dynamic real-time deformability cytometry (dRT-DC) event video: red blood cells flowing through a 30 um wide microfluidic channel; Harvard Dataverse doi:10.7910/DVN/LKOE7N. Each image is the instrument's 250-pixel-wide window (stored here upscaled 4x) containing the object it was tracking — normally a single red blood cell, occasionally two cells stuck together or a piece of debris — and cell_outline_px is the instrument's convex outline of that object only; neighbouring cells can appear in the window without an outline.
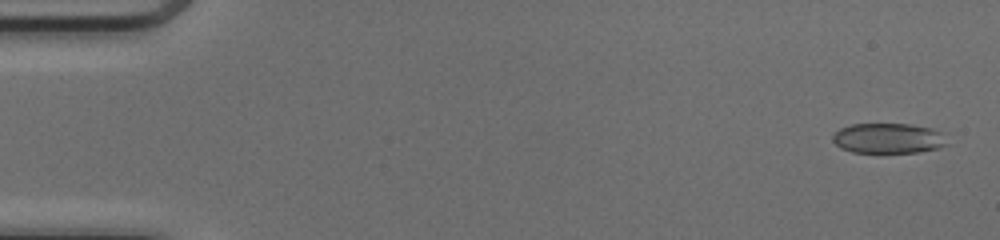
{"species": "common noctule bat (a hibernating species)", "species_latin": "Nyctalus noctula", "temperature_condition": "cold", "stored_images_in_passage": 50, "camera_frame_rate_fps": 3000, "um_per_image_px": 0.085, "animal": {"sex": "female", "body_mass_g": 17.0, "forearm_length_mm": 48.0}, "frame": {"image": 1, "passage_image": 2, "time_ms": 0.333, "image_size_px": [1000, 240], "cell_outline_px": [[948, 144], [936, 148], [920, 152], [852, 152], [840, 148], [832, 140], [832, 136], [840, 128], [852, 124], [908, 124], [932, 128], [944, 132]], "centroid_in_image_um": [75.52, 11.75], "position_along_channel_um": 9.5, "area_um2": 20.17}}
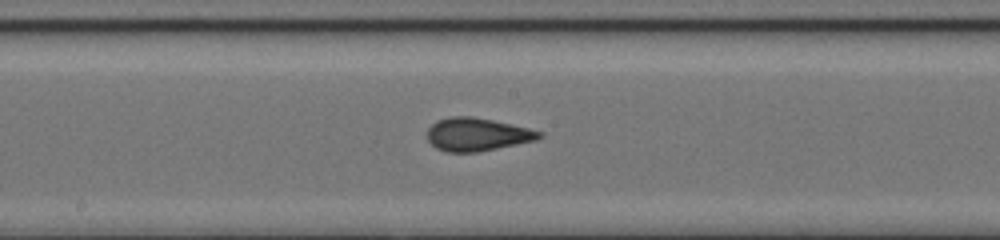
{"frame": {"image": 2, "passage_image": 27, "time_ms": 8.667, "image_size_px": [1000, 240], "cell_outline_px": [[544, 136], [536, 140], [476, 152], [448, 152], [436, 148], [428, 140], [428, 128], [436, 120], [448, 116], [472, 116], [492, 120], [528, 128], [544, 132]], "centroid_in_image_um": [40.55, 11.41], "position_along_channel_um": 207.7, "area_um2": 21.5}}
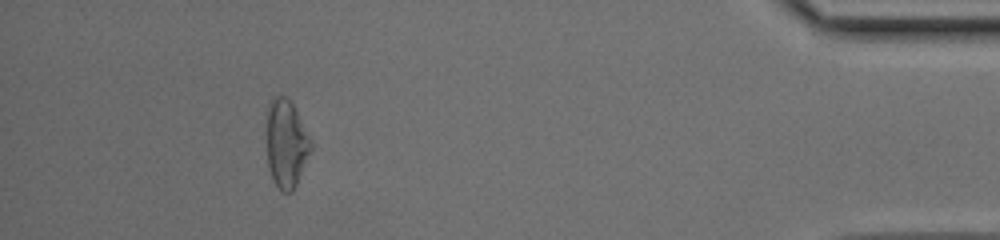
{"frame": {"image": 3, "passage_image": 46, "time_ms": 15.0, "image_size_px": [1000, 240], "cell_outline_px": [[312, 148], [296, 184], [292, 192], [284, 192], [272, 180], [268, 164], [268, 104], [272, 96], [288, 96], [312, 140]], "centroid_in_image_um": [24.35, 12.18], "position_along_channel_um": 410.9, "area_um2": 22.37}, "authors_computed_cell_mechanics": {"area_um2": 21.4438, "velocity_mm_per_s": 4.1579, "shape_relaxation_time_tau1_ms": 4.9995, "shape_relaxation_time_tau2_ms": 1.3578, "deformation_change_tau1": 0.1617, "deformation_change_tau2": 0.0548}}